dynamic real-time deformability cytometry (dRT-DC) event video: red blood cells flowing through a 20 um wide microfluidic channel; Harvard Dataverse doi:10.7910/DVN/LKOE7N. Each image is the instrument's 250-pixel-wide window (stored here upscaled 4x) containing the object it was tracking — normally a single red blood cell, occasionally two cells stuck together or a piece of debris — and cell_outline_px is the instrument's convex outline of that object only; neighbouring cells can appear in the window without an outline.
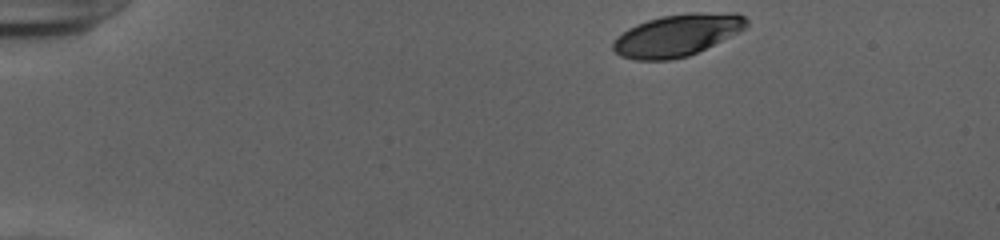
{"species": "human", "species_latin": "Homo sapiens", "temperature_condition": "cold", "stored_images_in_passage": 45, "camera_frame_rate_fps": 3000, "um_per_image_px": 0.085, "donor": {"sex": "female"}, "frame": {"image": 1, "passage_image": 1, "time_ms": 0.0, "image_size_px": [1000, 240], "cell_outline_px": [[748, 24], [740, 32], [688, 56], [672, 60], [636, 60], [620, 56], [612, 48], [612, 40], [616, 36], [628, 28], [636, 24], [660, 16], [692, 12], [736, 12], [744, 16], [748, 20]], "centroid_in_image_um": [57.55, 2.98], "position_along_channel_um": 27.5, "area_um2": 32.95}}
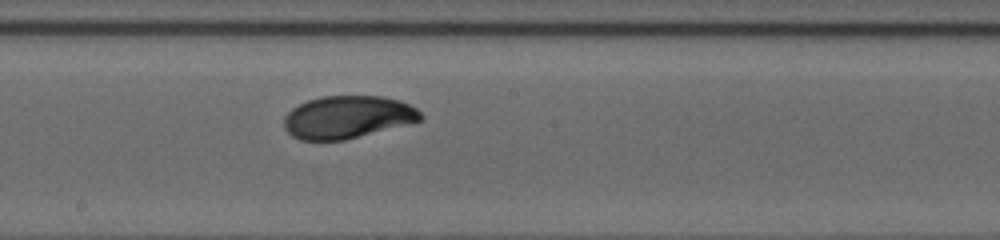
{"frame": {"image": 2, "passage_image": 23, "time_ms": 7.333, "image_size_px": [1000, 240], "cell_outline_px": [[424, 120], [344, 140], [300, 140], [292, 136], [284, 128], [284, 116], [292, 108], [308, 100], [324, 96], [380, 96], [400, 100], [416, 108], [424, 116]], "centroid_in_image_um": [29.55, 9.95], "position_along_channel_um": 218.6, "area_um2": 33.93}}
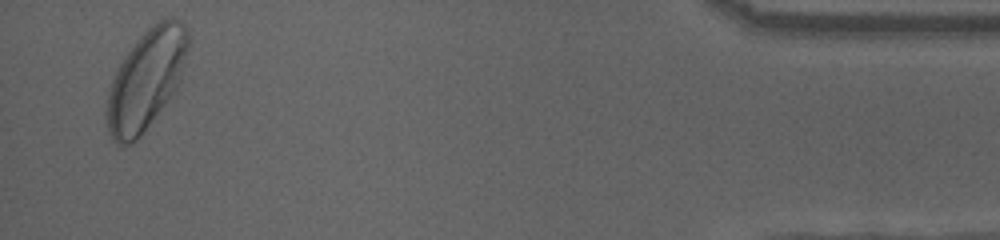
{"frame": {"image": 3, "passage_image": 44, "time_ms": 14.333, "image_size_px": [1000, 240], "cell_outline_px": [[188, 48], [180, 80], [176, 88], [140, 136], [136, 140], [128, 144], [116, 144], [112, 140], [104, 120], [104, 100], [112, 80], [120, 64], [128, 52], [140, 36], [156, 20], [168, 16], [172, 16], [180, 20], [188, 28]], "centroid_in_image_um": [12.39, 6.75], "position_along_channel_um": 422.8, "area_um2": 47.34}, "authors_computed_cell_mechanics": {"area_um2": 34.3332, "velocity_mm_per_s": 3.8865, "shape_relaxation_time_tau1_ms": 2.6988, "shape_relaxation_time_tau2_ms": 0.8293, "deformation_change_tau1": 0.1358, "deformation_change_tau2": 0.0409}}